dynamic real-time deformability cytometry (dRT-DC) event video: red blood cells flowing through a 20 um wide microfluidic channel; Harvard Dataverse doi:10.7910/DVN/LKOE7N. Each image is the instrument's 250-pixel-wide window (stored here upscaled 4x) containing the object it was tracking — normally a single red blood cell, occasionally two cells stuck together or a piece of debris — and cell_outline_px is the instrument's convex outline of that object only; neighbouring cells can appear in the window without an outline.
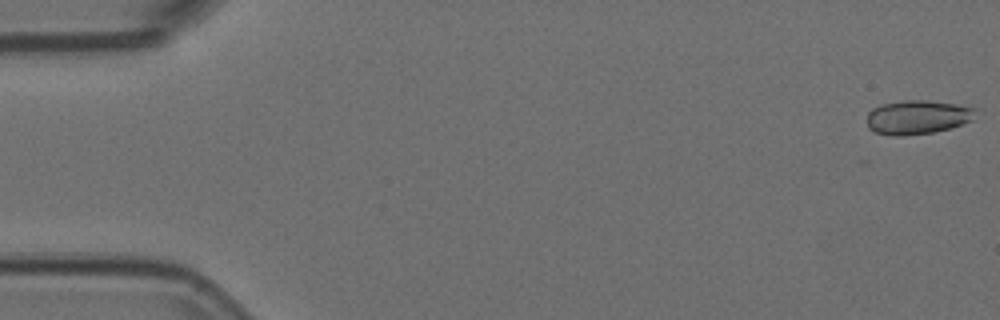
{"species": "Egyptian fruit bat (a non-hibernating species)", "species_latin": "Rousettus aegyptiacus", "temperature_condition": "room temperature", "stored_images_in_passage": 51, "camera_frame_rate_fps": 3000, "um_per_image_px": 0.085, "animal": {"sex": "female"}, "frame": {"image": 1, "passage_image": 1, "time_ms": 0.0, "image_size_px": [1000, 320], "cell_outline_px": [[972, 120], [948, 128], [932, 132], [904, 136], [892, 136], [876, 132], [868, 128], [868, 112], [872, 108], [884, 104], [904, 100], [924, 100], [956, 104], [972, 108]], "centroid_in_image_um": [77.9, 9.96], "position_along_channel_um": 7.1, "area_um2": 21.04}}
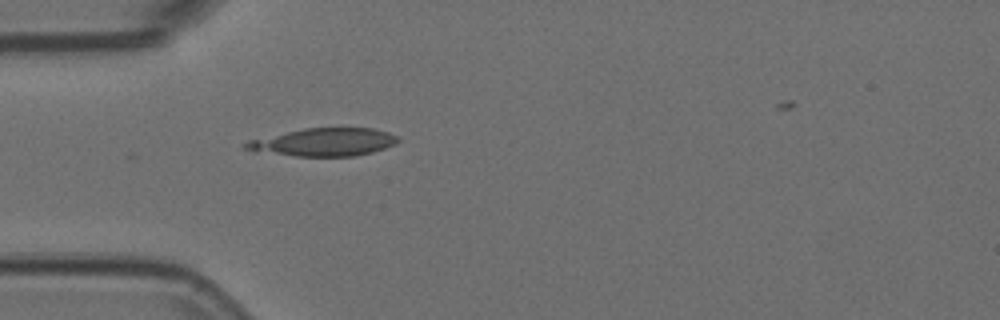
{"frame": {"image": 2, "passage_image": 16, "time_ms": 5.0, "image_size_px": [1000, 320], "cell_outline_px": [[400, 140], [396, 144], [372, 152], [352, 156], [296, 156], [252, 152], [244, 148], [244, 144], [248, 140], [304, 128], [372, 128], [388, 132], [400, 136]], "centroid_in_image_um": [27.51, 12.08], "position_along_channel_um": 57.5, "area_um2": 24.91}}
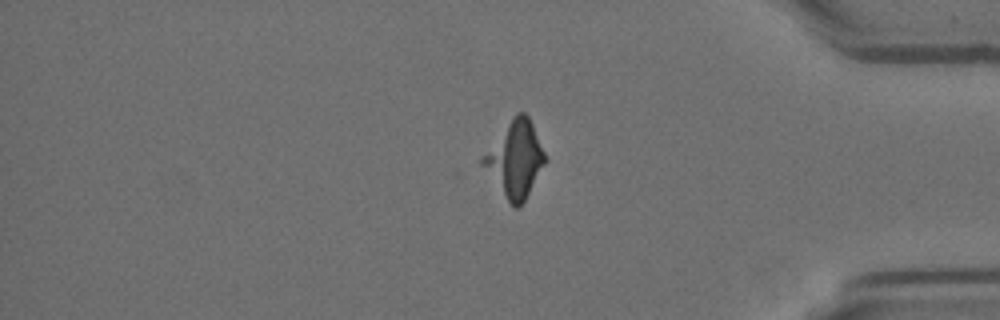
{"frame": {"image": 3, "passage_image": 45, "time_ms": 14.667, "image_size_px": [1000, 320], "cell_outline_px": [[544, 164], [524, 200], [516, 208], [508, 200], [480, 164], [480, 156], [512, 116], [516, 112], [524, 112], [528, 116], [532, 124], [544, 152]], "centroid_in_image_um": [43.73, 13.47], "position_along_channel_um": 391.5, "area_um2": 26.76}}